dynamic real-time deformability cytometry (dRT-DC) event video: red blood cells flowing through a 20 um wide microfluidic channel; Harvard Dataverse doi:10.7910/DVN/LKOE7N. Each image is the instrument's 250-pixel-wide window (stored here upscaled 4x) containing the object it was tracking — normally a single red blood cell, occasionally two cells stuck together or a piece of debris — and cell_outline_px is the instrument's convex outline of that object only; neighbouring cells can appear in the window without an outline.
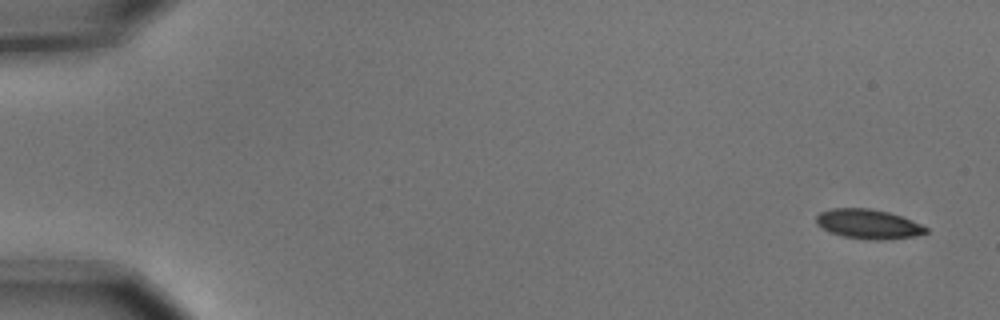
{"species": "common noctule bat (a hibernating species)", "species_latin": "Nyctalus noctula", "temperature_condition": "cold", "stored_images_in_passage": 5, "camera_frame_rate_fps": 3000, "um_per_image_px": 0.085, "animal": {"sex": "male", "body_mass_g": 15.6}, "frame": {"image": 1, "passage_image": 1, "time_ms": 0.0, "image_size_px": [1000, 320], "cell_outline_px": [[928, 232], [916, 236], [880, 240], [868, 240], [844, 236], [828, 232], [816, 224], [816, 216], [820, 212], [832, 208], [868, 208], [888, 212], [912, 220], [928, 228]], "centroid_in_image_um": [73.79, 19.05], "position_along_channel_um": 11.2, "area_um2": 18.9}}